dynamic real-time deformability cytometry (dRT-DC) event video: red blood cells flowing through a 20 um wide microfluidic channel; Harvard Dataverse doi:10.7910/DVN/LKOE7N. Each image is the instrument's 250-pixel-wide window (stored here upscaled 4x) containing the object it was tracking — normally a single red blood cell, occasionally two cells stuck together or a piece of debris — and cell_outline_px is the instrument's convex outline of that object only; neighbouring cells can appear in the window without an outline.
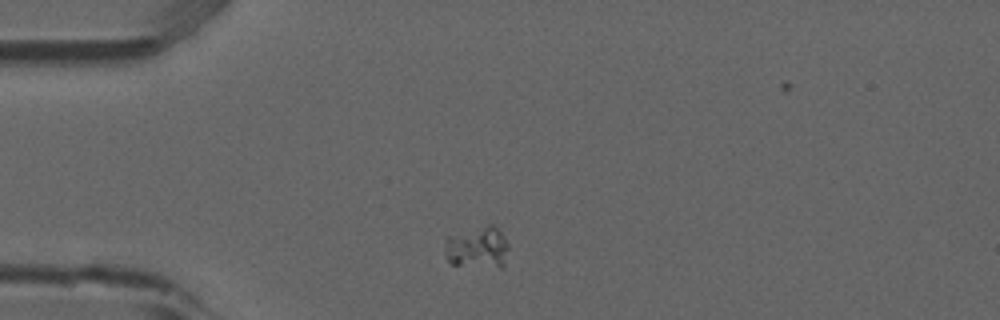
{"species": "common noctule bat (a hibernating species)", "species_latin": "Nyctalus noctula", "temperature_condition": "room temperature", "stored_images_in_passage": 5, "camera_frame_rate_fps": 3000, "um_per_image_px": 0.085, "animal": {"sex": "male", "forearm_length_mm": 52.5}, "frame": {"image": 1, "passage_image": 1, "time_ms": 0.0, "image_size_px": [1000, 320], "cell_outline_px": [[508, 248], [504, 268], [500, 268], [452, 264], [448, 260], [444, 252], [448, 236], [488, 224], [492, 224], [500, 232], [508, 244]], "centroid_in_image_um": [40.61, 21.06], "position_along_channel_um": 44.4, "area_um2": 15.49}}